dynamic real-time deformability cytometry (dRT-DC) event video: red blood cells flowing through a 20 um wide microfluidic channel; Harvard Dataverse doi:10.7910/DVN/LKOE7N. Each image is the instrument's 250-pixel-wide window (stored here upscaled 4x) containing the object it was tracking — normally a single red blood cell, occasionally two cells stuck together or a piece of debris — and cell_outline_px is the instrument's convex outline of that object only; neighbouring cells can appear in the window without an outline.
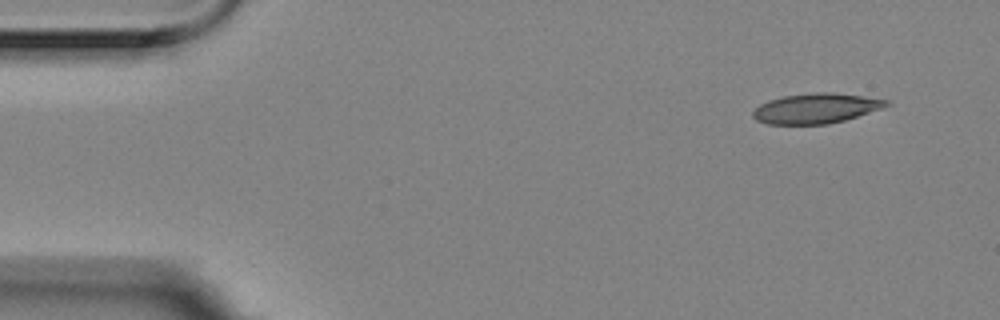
{"species": "Egyptian fruit bat (a non-hibernating species)", "species_latin": "Rousettus aegyptiacus", "temperature_condition": "room temperature", "stored_images_in_passage": 5, "segment_of_instrument_passage": [1, 2], "camera_frame_rate_fps": 3000, "um_per_image_px": 0.085, "animal": {"sex": "female"}, "frame": {"image": 1, "passage_image": 1, "time_ms": 0.0, "image_size_px": [1000, 320], "cell_outline_px": [[892, 104], [884, 108], [844, 120], [828, 124], [768, 124], [756, 120], [752, 116], [752, 112], [760, 104], [768, 100], [784, 96], [816, 92], [832, 92], [888, 100]], "centroid_in_image_um": [69.36, 9.21], "position_along_channel_um": 15.6, "area_um2": 23.29}}
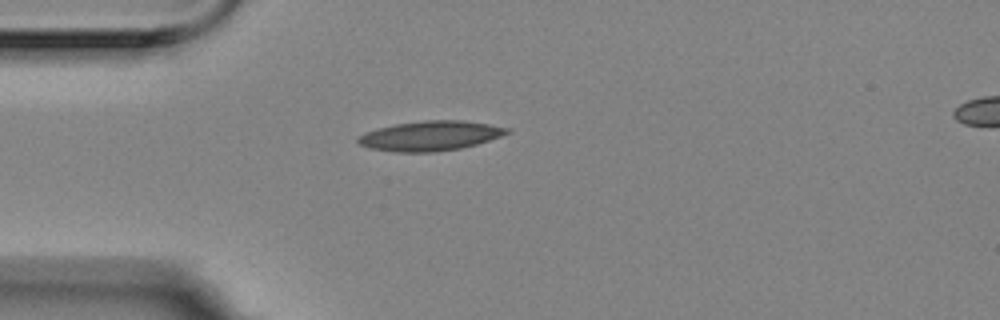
{"frame": {"image": 2, "passage_image": 4, "time_ms": 1.0, "image_size_px": [1000, 320], "cell_outline_px": [[512, 132], [476, 144], [460, 148], [432, 152], [396, 152], [368, 148], [360, 144], [356, 140], [356, 136], [364, 132], [376, 128], [396, 124], [424, 120], [464, 120], [488, 124], [508, 128]], "centroid_in_image_um": [36.52, 11.54], "position_along_channel_um": 48.5, "area_um2": 25.84}}